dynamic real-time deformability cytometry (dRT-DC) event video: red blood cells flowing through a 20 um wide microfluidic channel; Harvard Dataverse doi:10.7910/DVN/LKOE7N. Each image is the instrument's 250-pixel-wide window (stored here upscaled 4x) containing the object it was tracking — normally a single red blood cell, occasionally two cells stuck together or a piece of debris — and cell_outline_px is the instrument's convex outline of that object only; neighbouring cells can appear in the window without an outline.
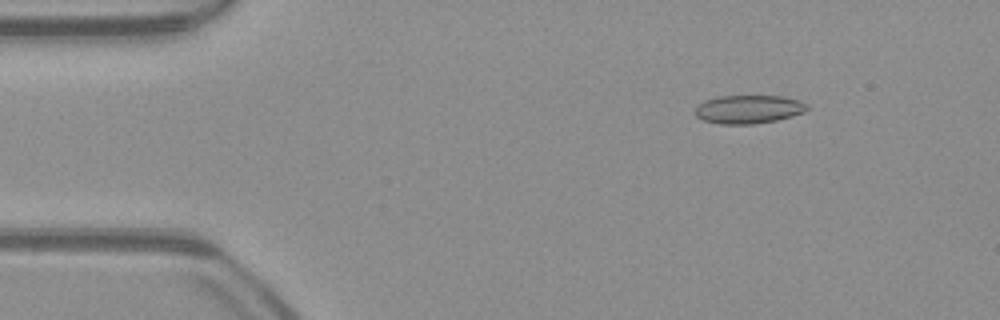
{"species": "common noctule bat (a hibernating species)", "species_latin": "Nyctalus noctula", "temperature_condition": "warm", "stored_images_in_passage": 47, "camera_frame_rate_fps": 3000, "um_per_image_px": 0.085, "animal": {"sex": "male", "body_mass_g": 23.1, "forearm_length_mm": 52.7}, "frame": {"image": 1, "passage_image": 2, "time_ms": 0.333, "image_size_px": [1000, 320], "cell_outline_px": [[808, 108], [804, 112], [792, 116], [776, 120], [756, 124], [720, 124], [704, 120], [696, 116], [696, 108], [704, 100], [716, 96], [784, 96], [800, 100], [808, 104]], "centroid_in_image_um": [63.66, 9.28], "position_along_channel_um": 21.3, "area_um2": 18.61}}
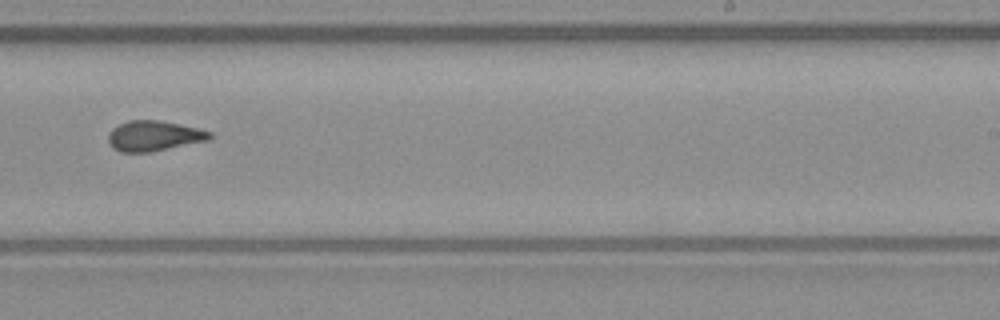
{"frame": {"image": 2, "passage_image": 27, "time_ms": 8.667, "image_size_px": [1000, 320], "cell_outline_px": [[212, 136], [208, 140], [152, 152], [120, 152], [112, 148], [108, 140], [108, 132], [112, 128], [128, 120], [160, 120], [200, 128], [212, 132]], "centroid_in_image_um": [13.08, 11.55], "position_along_channel_um": 275.9, "area_um2": 18.09}}
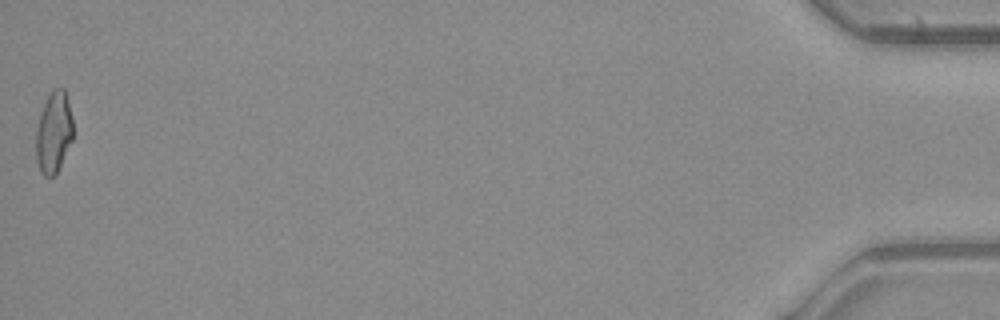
{"frame": {"image": 3, "passage_image": 47, "time_ms": 15.333, "image_size_px": [1000, 320], "cell_outline_px": [[72, 140], [56, 176], [44, 176], [40, 172], [36, 160], [36, 128], [40, 112], [52, 88], [64, 88], [68, 100], [72, 116]], "centroid_in_image_um": [4.56, 11.26], "position_along_channel_um": 430.6, "area_um2": 17.74}, "authors_computed_cell_mechanics": {"area_um2": 17.918, "velocity_mm_per_s": 3.9547, "shape_relaxation_time_tau1_ms": null, "shape_relaxation_time_tau2_ms": 2.1947, "deformation_change_tau1": null, "deformation_change_tau2": 0.0772}}